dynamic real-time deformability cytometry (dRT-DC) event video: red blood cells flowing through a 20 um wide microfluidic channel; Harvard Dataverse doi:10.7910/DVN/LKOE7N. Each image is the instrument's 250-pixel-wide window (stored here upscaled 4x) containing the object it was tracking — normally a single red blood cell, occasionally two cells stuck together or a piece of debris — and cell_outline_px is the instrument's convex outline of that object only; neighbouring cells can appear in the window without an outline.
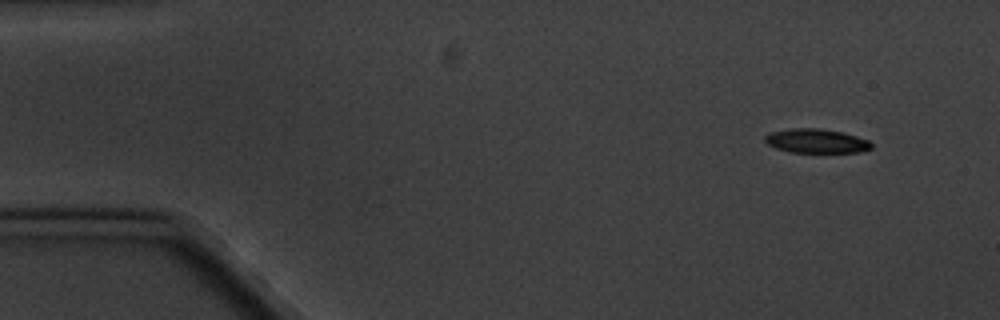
{"species": "common noctule bat (a hibernating species)", "species_latin": "Nyctalus noctula", "temperature_condition": "cold", "stored_images_in_passage": 4, "camera_frame_rate_fps": 3000, "um_per_image_px": 0.085, "animal": {"sex": "male", "body_mass_g": 20.1, "forearm_length_mm": 53.5}, "frame": {"image": 1, "passage_image": 1, "time_ms": 0.0, "image_size_px": [1000, 320], "cell_outline_px": [[872, 148], [860, 152], [792, 152], [776, 148], [768, 144], [764, 140], [764, 136], [772, 132], [792, 128], [820, 128], [844, 132], [868, 140], [872, 144]], "centroid_in_image_um": [69.4, 11.97], "position_along_channel_um": 15.6, "area_um2": 14.91}}